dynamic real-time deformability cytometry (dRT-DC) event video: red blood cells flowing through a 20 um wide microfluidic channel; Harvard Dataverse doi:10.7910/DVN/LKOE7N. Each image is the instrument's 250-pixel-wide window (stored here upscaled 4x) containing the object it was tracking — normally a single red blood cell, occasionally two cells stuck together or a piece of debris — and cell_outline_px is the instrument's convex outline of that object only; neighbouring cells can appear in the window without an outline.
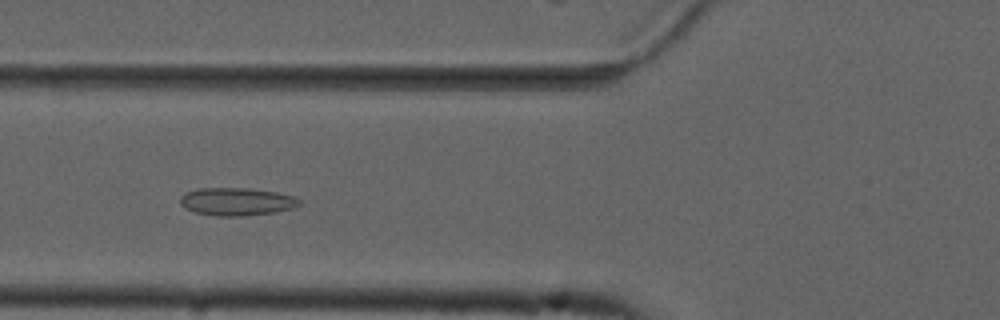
{"species": "common noctule bat (a hibernating species)", "species_latin": "Nyctalus noctula", "temperature_condition": "cold", "stored_images_in_passage": 54, "camera_frame_rate_fps": 3000, "um_per_image_px": 0.085, "animal": {"sex": "male", "forearm_length_mm": 52.5}, "frame": {"image": 1, "passage_image": 20, "time_ms": 6.333, "image_size_px": [1000, 320], "cell_outline_px": [[304, 200], [300, 204], [292, 208], [276, 212], [244, 216], [216, 216], [192, 212], [184, 208], [180, 204], [180, 196], [184, 192], [200, 188], [248, 188], [276, 192], [296, 196]], "centroid_in_image_um": [20.11, 17.14], "position_along_channel_um": 105.7, "area_um2": 19.71}}
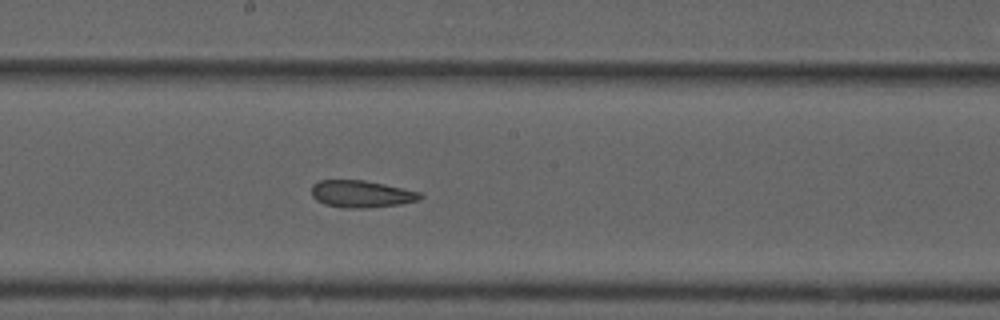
{"frame": {"image": 2, "passage_image": 29, "time_ms": 9.333, "image_size_px": [1000, 320], "cell_outline_px": [[424, 196], [420, 200], [400, 204], [368, 208], [344, 208], [324, 204], [316, 200], [312, 196], [312, 184], [320, 180], [364, 180], [384, 184], [420, 192]], "centroid_in_image_um": [30.71, 16.49], "position_along_channel_um": 217.5, "area_um2": 17.22}}
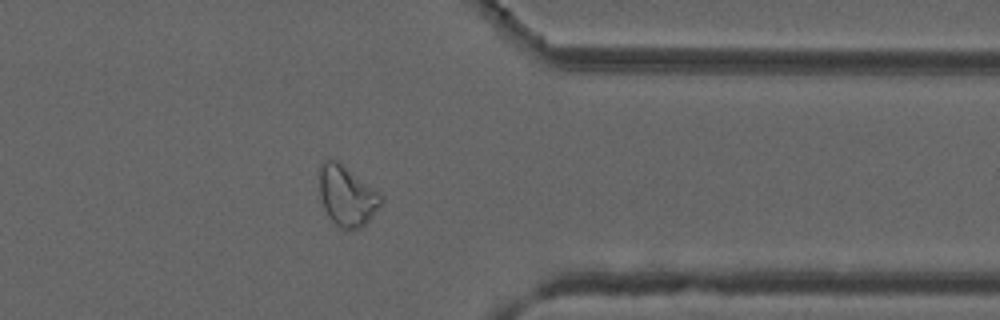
{"frame": {"image": 3, "passage_image": 43, "time_ms": 14.0, "image_size_px": [1000, 320], "cell_outline_px": [[384, 200], [372, 216], [360, 228], [344, 232], [328, 216], [324, 208], [320, 196], [320, 164], [324, 160], [336, 160], [380, 192], [384, 196]], "centroid_in_image_um": [29.5, 16.68], "position_along_channel_um": 381.9, "area_um2": 21.62}, "authors_computed_cell_mechanics": {"area_um2": 20.5479, "velocity_mm_per_s": 3.7263, "shape_relaxation_time_tau1_ms": null, "shape_relaxation_time_tau2_ms": 2.7243, "deformation_change_tau1": null, "deformation_change_tau2": 0.1023}}